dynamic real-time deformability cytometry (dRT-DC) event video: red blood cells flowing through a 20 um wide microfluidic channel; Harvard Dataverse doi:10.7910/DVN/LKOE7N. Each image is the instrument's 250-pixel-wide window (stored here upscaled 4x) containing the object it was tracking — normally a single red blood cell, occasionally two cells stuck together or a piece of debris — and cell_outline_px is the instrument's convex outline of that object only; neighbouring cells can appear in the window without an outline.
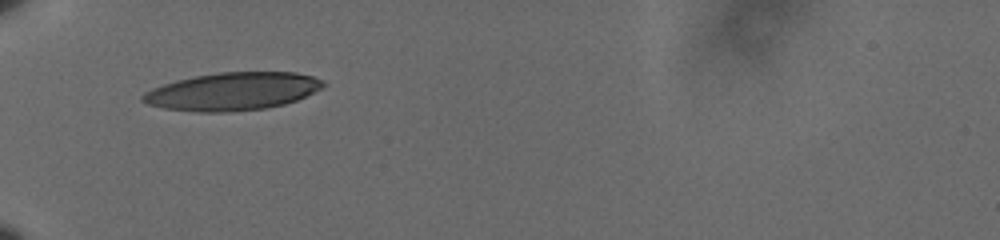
{"species": "human", "species_latin": "Homo sapiens", "temperature_condition": "cold", "stored_images_in_passage": 5, "camera_frame_rate_fps": 3000, "um_per_image_px": 0.085, "donor": {"sex": "male"}, "frame": {"image": 1, "passage_image": 1, "time_ms": 0.0, "image_size_px": [1000, 240], "cell_outline_px": [[324, 84], [320, 88], [296, 100], [284, 104], [264, 108], [220, 112], [200, 112], [164, 108], [148, 104], [140, 100], [140, 96], [144, 92], [152, 88], [176, 80], [196, 76], [220, 72], [296, 72], [312, 76], [324, 80]], "centroid_in_image_um": [19.73, 7.76], "position_along_channel_um": 65.3, "area_um2": 39.42}}
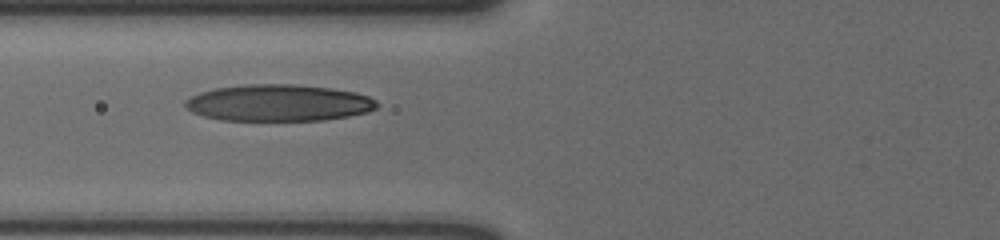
{"frame": {"image": 2, "passage_image": 3, "time_ms": 0.667, "image_size_px": [1000, 240], "cell_outline_px": [[380, 104], [376, 108], [368, 112], [348, 116], [324, 120], [220, 120], [204, 116], [192, 112], [184, 104], [184, 100], [200, 92], [216, 88], [244, 84], [296, 84], [332, 88], [356, 92], [368, 96], [376, 100]], "centroid_in_image_um": [23.7, 8.74], "position_along_channel_um": 102.1, "area_um2": 41.1}}
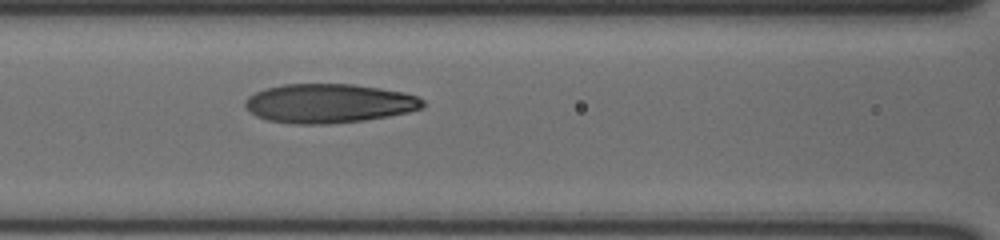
{"frame": {"image": 3, "passage_image": 5, "time_ms": 1.333, "image_size_px": [1000, 240], "cell_outline_px": [[424, 104], [420, 108], [408, 112], [388, 116], [364, 120], [328, 124], [296, 124], [268, 120], [256, 116], [244, 104], [244, 100], [248, 96], [264, 88], [284, 84], [352, 84], [380, 88], [404, 92], [416, 96], [424, 100]], "centroid_in_image_um": [27.94, 8.78], "position_along_channel_um": 138.7, "area_um2": 40.4}}